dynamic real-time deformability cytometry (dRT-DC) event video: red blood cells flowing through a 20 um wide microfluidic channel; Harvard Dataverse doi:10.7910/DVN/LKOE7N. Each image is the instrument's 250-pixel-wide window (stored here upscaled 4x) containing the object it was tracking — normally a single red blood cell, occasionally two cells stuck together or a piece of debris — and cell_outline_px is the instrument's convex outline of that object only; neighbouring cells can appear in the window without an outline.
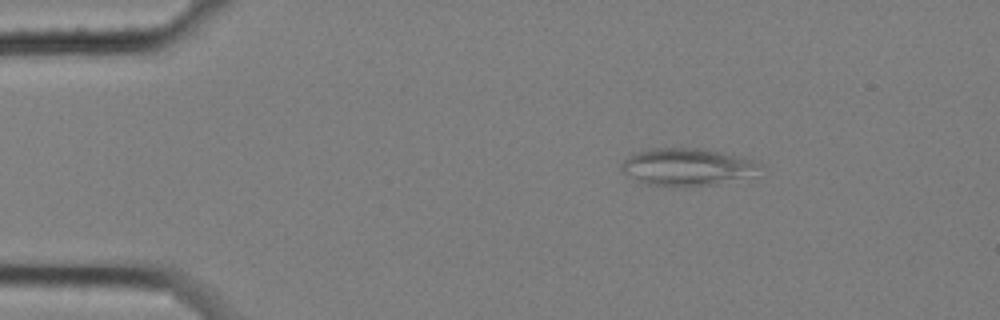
{"species": "common noctule bat (a hibernating species)", "species_latin": "Nyctalus noctula", "temperature_condition": "cold", "stored_images_in_passage": 4, "camera_frame_rate_fps": 3000, "um_per_image_px": 0.085, "animal": {"sex": "female", "body_mass_g": 25.1}, "frame": {"image": 1, "passage_image": 2, "time_ms": 0.333, "image_size_px": [1000, 320], "cell_outline_px": [[764, 164], [736, 176], [716, 184], [684, 188], [672, 188], [636, 184], [620, 168], [620, 164], [628, 156], [636, 152], [652, 148], [700, 148], [720, 152], [752, 160]], "centroid_in_image_um": [58.13, 14.21], "position_along_channel_um": 26.9, "area_um2": 29.82}}